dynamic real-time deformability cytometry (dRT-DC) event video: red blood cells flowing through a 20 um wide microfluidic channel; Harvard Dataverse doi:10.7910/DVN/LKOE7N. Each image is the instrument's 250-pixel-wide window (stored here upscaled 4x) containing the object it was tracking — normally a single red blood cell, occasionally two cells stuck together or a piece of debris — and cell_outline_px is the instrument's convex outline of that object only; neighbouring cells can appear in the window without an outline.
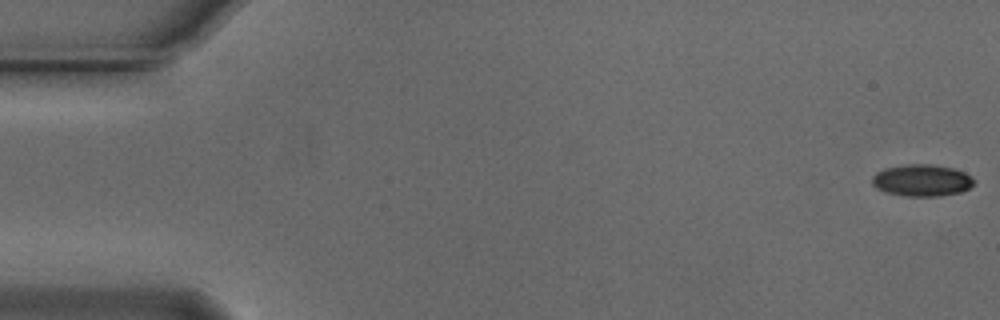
{"species": "Egyptian fruit bat (a non-hibernating species)", "species_latin": "Rousettus aegyptiacus", "temperature_condition": "cold", "stored_images_in_passage": 14, "camera_frame_rate_fps": 3000, "um_per_image_px": 0.085, "animal": {"sex": "male"}, "frame": {"image": 1, "passage_image": 1, "time_ms": 0.0, "image_size_px": [1000, 320], "cell_outline_px": [[976, 180], [968, 188], [960, 192], [940, 196], [908, 196], [884, 192], [876, 188], [872, 184], [872, 176], [876, 172], [884, 168], [904, 164], [932, 164], [952, 168], [964, 172], [972, 176]], "centroid_in_image_um": [78.34, 15.32], "position_along_channel_um": 6.7, "area_um2": 19.02}}